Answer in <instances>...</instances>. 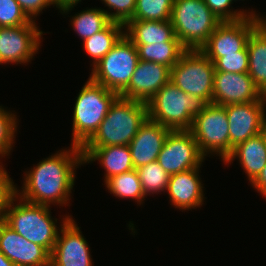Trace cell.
<instances>
[{"mask_svg":"<svg viewBox=\"0 0 266 266\" xmlns=\"http://www.w3.org/2000/svg\"><path fill=\"white\" fill-rule=\"evenodd\" d=\"M59 151L25 172L22 190L17 188L18 197L40 205H69L75 185V170L84 164L83 154L81 147L74 145Z\"/></svg>","mask_w":266,"mask_h":266,"instance_id":"cell-1","label":"cell"},{"mask_svg":"<svg viewBox=\"0 0 266 266\" xmlns=\"http://www.w3.org/2000/svg\"><path fill=\"white\" fill-rule=\"evenodd\" d=\"M147 117V103L119 96L97 131L82 147L129 145Z\"/></svg>","mask_w":266,"mask_h":266,"instance_id":"cell-2","label":"cell"},{"mask_svg":"<svg viewBox=\"0 0 266 266\" xmlns=\"http://www.w3.org/2000/svg\"><path fill=\"white\" fill-rule=\"evenodd\" d=\"M50 208L51 206L27 202L16 195L7 207L2 221L26 240L51 253L60 228L56 224L57 218H52Z\"/></svg>","mask_w":266,"mask_h":266,"instance_id":"cell-3","label":"cell"},{"mask_svg":"<svg viewBox=\"0 0 266 266\" xmlns=\"http://www.w3.org/2000/svg\"><path fill=\"white\" fill-rule=\"evenodd\" d=\"M207 105L204 99L184 93L169 81L148 101L147 113L171 131L190 130L194 117Z\"/></svg>","mask_w":266,"mask_h":266,"instance_id":"cell-4","label":"cell"},{"mask_svg":"<svg viewBox=\"0 0 266 266\" xmlns=\"http://www.w3.org/2000/svg\"><path fill=\"white\" fill-rule=\"evenodd\" d=\"M118 97V93L88 78L76 97L71 145L82 147L94 135Z\"/></svg>","mask_w":266,"mask_h":266,"instance_id":"cell-5","label":"cell"},{"mask_svg":"<svg viewBox=\"0 0 266 266\" xmlns=\"http://www.w3.org/2000/svg\"><path fill=\"white\" fill-rule=\"evenodd\" d=\"M175 36L187 49H200L222 22L204 0H174L170 18Z\"/></svg>","mask_w":266,"mask_h":266,"instance_id":"cell-6","label":"cell"},{"mask_svg":"<svg viewBox=\"0 0 266 266\" xmlns=\"http://www.w3.org/2000/svg\"><path fill=\"white\" fill-rule=\"evenodd\" d=\"M138 61L136 46L123 35L92 68L89 78L108 90L120 94L129 85Z\"/></svg>","mask_w":266,"mask_h":266,"instance_id":"cell-7","label":"cell"},{"mask_svg":"<svg viewBox=\"0 0 266 266\" xmlns=\"http://www.w3.org/2000/svg\"><path fill=\"white\" fill-rule=\"evenodd\" d=\"M214 64L199 49L186 50L171 68L170 82L184 93L212 103Z\"/></svg>","mask_w":266,"mask_h":266,"instance_id":"cell-8","label":"cell"},{"mask_svg":"<svg viewBox=\"0 0 266 266\" xmlns=\"http://www.w3.org/2000/svg\"><path fill=\"white\" fill-rule=\"evenodd\" d=\"M189 131L204 157L217 154L224 162L229 156V122L224 106L208 104L194 117Z\"/></svg>","mask_w":266,"mask_h":266,"instance_id":"cell-9","label":"cell"},{"mask_svg":"<svg viewBox=\"0 0 266 266\" xmlns=\"http://www.w3.org/2000/svg\"><path fill=\"white\" fill-rule=\"evenodd\" d=\"M261 23V17L250 14L238 21H223L199 49L213 63L225 54H237L246 45L252 31Z\"/></svg>","mask_w":266,"mask_h":266,"instance_id":"cell-10","label":"cell"},{"mask_svg":"<svg viewBox=\"0 0 266 266\" xmlns=\"http://www.w3.org/2000/svg\"><path fill=\"white\" fill-rule=\"evenodd\" d=\"M206 158L189 130L170 131L157 162L169 174L200 168Z\"/></svg>","mask_w":266,"mask_h":266,"instance_id":"cell-11","label":"cell"},{"mask_svg":"<svg viewBox=\"0 0 266 266\" xmlns=\"http://www.w3.org/2000/svg\"><path fill=\"white\" fill-rule=\"evenodd\" d=\"M35 21L15 27H0V64H28L41 46L43 31Z\"/></svg>","mask_w":266,"mask_h":266,"instance_id":"cell-12","label":"cell"},{"mask_svg":"<svg viewBox=\"0 0 266 266\" xmlns=\"http://www.w3.org/2000/svg\"><path fill=\"white\" fill-rule=\"evenodd\" d=\"M57 241L50 254V266H93L90 248L70 215L62 218Z\"/></svg>","mask_w":266,"mask_h":266,"instance_id":"cell-13","label":"cell"},{"mask_svg":"<svg viewBox=\"0 0 266 266\" xmlns=\"http://www.w3.org/2000/svg\"><path fill=\"white\" fill-rule=\"evenodd\" d=\"M229 122V154L233 148L262 132L266 122V96L259 101L224 106Z\"/></svg>","mask_w":266,"mask_h":266,"instance_id":"cell-14","label":"cell"},{"mask_svg":"<svg viewBox=\"0 0 266 266\" xmlns=\"http://www.w3.org/2000/svg\"><path fill=\"white\" fill-rule=\"evenodd\" d=\"M264 95L248 73L215 72L212 103L220 106L259 101Z\"/></svg>","mask_w":266,"mask_h":266,"instance_id":"cell-15","label":"cell"},{"mask_svg":"<svg viewBox=\"0 0 266 266\" xmlns=\"http://www.w3.org/2000/svg\"><path fill=\"white\" fill-rule=\"evenodd\" d=\"M170 71L165 65L139 60L129 85L119 96L148 103L170 81Z\"/></svg>","mask_w":266,"mask_h":266,"instance_id":"cell-16","label":"cell"},{"mask_svg":"<svg viewBox=\"0 0 266 266\" xmlns=\"http://www.w3.org/2000/svg\"><path fill=\"white\" fill-rule=\"evenodd\" d=\"M0 251L15 266H50V252L0 221Z\"/></svg>","mask_w":266,"mask_h":266,"instance_id":"cell-17","label":"cell"},{"mask_svg":"<svg viewBox=\"0 0 266 266\" xmlns=\"http://www.w3.org/2000/svg\"><path fill=\"white\" fill-rule=\"evenodd\" d=\"M170 131V129L147 117L129 143L131 159L135 169L157 161Z\"/></svg>","mask_w":266,"mask_h":266,"instance_id":"cell-18","label":"cell"},{"mask_svg":"<svg viewBox=\"0 0 266 266\" xmlns=\"http://www.w3.org/2000/svg\"><path fill=\"white\" fill-rule=\"evenodd\" d=\"M199 170L200 168H193L170 175L167 192L171 205L175 208L189 211L203 205L204 187Z\"/></svg>","mask_w":266,"mask_h":266,"instance_id":"cell-19","label":"cell"},{"mask_svg":"<svg viewBox=\"0 0 266 266\" xmlns=\"http://www.w3.org/2000/svg\"><path fill=\"white\" fill-rule=\"evenodd\" d=\"M84 164L96 160L105 170V180L108 178L129 172L134 168L129 145L105 146V147H81Z\"/></svg>","mask_w":266,"mask_h":266,"instance_id":"cell-20","label":"cell"},{"mask_svg":"<svg viewBox=\"0 0 266 266\" xmlns=\"http://www.w3.org/2000/svg\"><path fill=\"white\" fill-rule=\"evenodd\" d=\"M233 159L239 160L252 183L266 166V142L262 133L237 144L223 163L231 164Z\"/></svg>","mask_w":266,"mask_h":266,"instance_id":"cell-21","label":"cell"},{"mask_svg":"<svg viewBox=\"0 0 266 266\" xmlns=\"http://www.w3.org/2000/svg\"><path fill=\"white\" fill-rule=\"evenodd\" d=\"M124 35L134 45L179 41L170 20H130L124 25Z\"/></svg>","mask_w":266,"mask_h":266,"instance_id":"cell-22","label":"cell"},{"mask_svg":"<svg viewBox=\"0 0 266 266\" xmlns=\"http://www.w3.org/2000/svg\"><path fill=\"white\" fill-rule=\"evenodd\" d=\"M248 74L255 86L266 96V26L261 22L247 41Z\"/></svg>","mask_w":266,"mask_h":266,"instance_id":"cell-23","label":"cell"},{"mask_svg":"<svg viewBox=\"0 0 266 266\" xmlns=\"http://www.w3.org/2000/svg\"><path fill=\"white\" fill-rule=\"evenodd\" d=\"M124 35V25L111 22L105 29L83 41V48L91 57L94 67Z\"/></svg>","mask_w":266,"mask_h":266,"instance_id":"cell-24","label":"cell"},{"mask_svg":"<svg viewBox=\"0 0 266 266\" xmlns=\"http://www.w3.org/2000/svg\"><path fill=\"white\" fill-rule=\"evenodd\" d=\"M139 60L159 63L173 68L187 50L180 41H168L147 45H135Z\"/></svg>","mask_w":266,"mask_h":266,"instance_id":"cell-25","label":"cell"},{"mask_svg":"<svg viewBox=\"0 0 266 266\" xmlns=\"http://www.w3.org/2000/svg\"><path fill=\"white\" fill-rule=\"evenodd\" d=\"M105 186L110 194L117 198H132L140 205L145 200V194L136 169L108 178Z\"/></svg>","mask_w":266,"mask_h":266,"instance_id":"cell-26","label":"cell"},{"mask_svg":"<svg viewBox=\"0 0 266 266\" xmlns=\"http://www.w3.org/2000/svg\"><path fill=\"white\" fill-rule=\"evenodd\" d=\"M71 25L82 41L105 29L112 21L101 8H89L72 16Z\"/></svg>","mask_w":266,"mask_h":266,"instance_id":"cell-27","label":"cell"},{"mask_svg":"<svg viewBox=\"0 0 266 266\" xmlns=\"http://www.w3.org/2000/svg\"><path fill=\"white\" fill-rule=\"evenodd\" d=\"M136 170L146 198L148 194H158L167 190L170 175L157 161L142 165Z\"/></svg>","mask_w":266,"mask_h":266,"instance_id":"cell-28","label":"cell"},{"mask_svg":"<svg viewBox=\"0 0 266 266\" xmlns=\"http://www.w3.org/2000/svg\"><path fill=\"white\" fill-rule=\"evenodd\" d=\"M174 0H136L131 20L166 21L171 18Z\"/></svg>","mask_w":266,"mask_h":266,"instance_id":"cell-29","label":"cell"},{"mask_svg":"<svg viewBox=\"0 0 266 266\" xmlns=\"http://www.w3.org/2000/svg\"><path fill=\"white\" fill-rule=\"evenodd\" d=\"M16 116L0 106V158L8 156L12 150L18 127Z\"/></svg>","mask_w":266,"mask_h":266,"instance_id":"cell-30","label":"cell"},{"mask_svg":"<svg viewBox=\"0 0 266 266\" xmlns=\"http://www.w3.org/2000/svg\"><path fill=\"white\" fill-rule=\"evenodd\" d=\"M215 72L248 73L249 59L245 46L237 54H225L214 62Z\"/></svg>","mask_w":266,"mask_h":266,"instance_id":"cell-31","label":"cell"},{"mask_svg":"<svg viewBox=\"0 0 266 266\" xmlns=\"http://www.w3.org/2000/svg\"><path fill=\"white\" fill-rule=\"evenodd\" d=\"M16 0H0V27H15L30 24Z\"/></svg>","mask_w":266,"mask_h":266,"instance_id":"cell-32","label":"cell"},{"mask_svg":"<svg viewBox=\"0 0 266 266\" xmlns=\"http://www.w3.org/2000/svg\"><path fill=\"white\" fill-rule=\"evenodd\" d=\"M235 0H204L206 5L210 8V10L216 15V17L220 21H238L241 20L250 14L260 16V14L255 13V11L251 10H232L231 5ZM231 7V9H230ZM249 11V12H248Z\"/></svg>","mask_w":266,"mask_h":266,"instance_id":"cell-33","label":"cell"},{"mask_svg":"<svg viewBox=\"0 0 266 266\" xmlns=\"http://www.w3.org/2000/svg\"><path fill=\"white\" fill-rule=\"evenodd\" d=\"M105 7H109L114 12L104 10L112 22L125 25L134 15L136 0H101Z\"/></svg>","mask_w":266,"mask_h":266,"instance_id":"cell-34","label":"cell"},{"mask_svg":"<svg viewBox=\"0 0 266 266\" xmlns=\"http://www.w3.org/2000/svg\"><path fill=\"white\" fill-rule=\"evenodd\" d=\"M17 195V187L9 177L7 170L0 163V221L3 219L7 207Z\"/></svg>","mask_w":266,"mask_h":266,"instance_id":"cell-35","label":"cell"},{"mask_svg":"<svg viewBox=\"0 0 266 266\" xmlns=\"http://www.w3.org/2000/svg\"><path fill=\"white\" fill-rule=\"evenodd\" d=\"M16 1L20 5L21 10L32 21H36L34 19H36V17L42 12L43 9L49 8L50 5L54 6L52 0H16Z\"/></svg>","mask_w":266,"mask_h":266,"instance_id":"cell-36","label":"cell"},{"mask_svg":"<svg viewBox=\"0 0 266 266\" xmlns=\"http://www.w3.org/2000/svg\"><path fill=\"white\" fill-rule=\"evenodd\" d=\"M256 191L266 198V166L262 169L259 176L251 183Z\"/></svg>","mask_w":266,"mask_h":266,"instance_id":"cell-37","label":"cell"},{"mask_svg":"<svg viewBox=\"0 0 266 266\" xmlns=\"http://www.w3.org/2000/svg\"><path fill=\"white\" fill-rule=\"evenodd\" d=\"M54 6L60 10L62 14H68L74 6H77L81 0H52Z\"/></svg>","mask_w":266,"mask_h":266,"instance_id":"cell-38","label":"cell"},{"mask_svg":"<svg viewBox=\"0 0 266 266\" xmlns=\"http://www.w3.org/2000/svg\"><path fill=\"white\" fill-rule=\"evenodd\" d=\"M0 266H15L1 251H0Z\"/></svg>","mask_w":266,"mask_h":266,"instance_id":"cell-39","label":"cell"},{"mask_svg":"<svg viewBox=\"0 0 266 266\" xmlns=\"http://www.w3.org/2000/svg\"><path fill=\"white\" fill-rule=\"evenodd\" d=\"M261 133H262V135H263V137H264V140H265V142H266V122H265V124H264V127H263Z\"/></svg>","mask_w":266,"mask_h":266,"instance_id":"cell-40","label":"cell"},{"mask_svg":"<svg viewBox=\"0 0 266 266\" xmlns=\"http://www.w3.org/2000/svg\"><path fill=\"white\" fill-rule=\"evenodd\" d=\"M261 22L266 26V16H261Z\"/></svg>","mask_w":266,"mask_h":266,"instance_id":"cell-41","label":"cell"}]
</instances>
